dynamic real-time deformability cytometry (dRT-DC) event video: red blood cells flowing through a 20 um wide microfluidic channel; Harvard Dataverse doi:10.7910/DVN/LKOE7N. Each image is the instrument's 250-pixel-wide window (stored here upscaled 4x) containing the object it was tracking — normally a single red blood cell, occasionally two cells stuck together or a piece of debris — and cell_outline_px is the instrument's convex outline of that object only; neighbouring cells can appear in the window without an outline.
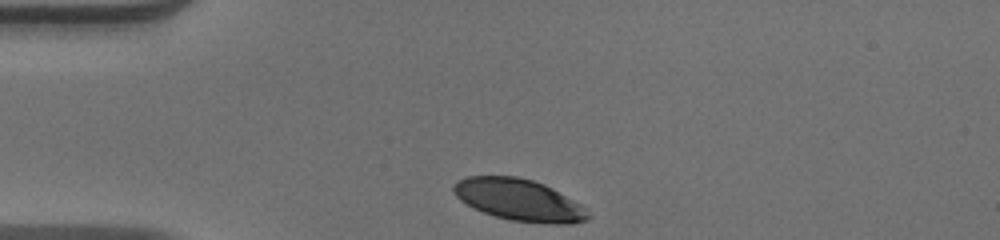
{"species": "human", "species_latin": "Homo sapiens", "temperature_condition": "warm", "stored_images_in_passage": 32, "camera_frame_rate_fps": 3000, "um_per_image_px": 0.085, "donor": {"sex": "male"}, "frame": {"image": 1, "passage_image": 1, "time_ms": 0.0, "image_size_px": [1000, 240], "cell_outline_px": [[592, 216], [588, 220], [572, 224], [548, 224], [512, 220], [496, 216], [484, 212], [460, 200], [452, 192], [452, 184], [456, 180], [468, 176], [516, 176], [532, 180], [544, 184], [552, 188], [580, 204]], "centroid_in_image_um": [44.12, 16.99], "position_along_channel_um": 40.9, "area_um2": 32.66}}
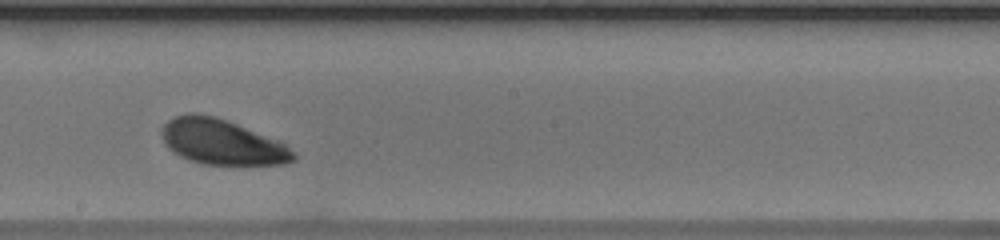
{"frame": {"image": 2, "passage_image": 18, "time_ms": 5.667, "image_size_px": [1000, 240], "cell_outline_px": [[296, 160], [284, 164], [204, 164], [188, 160], [172, 152], [164, 144], [160, 128], [168, 120], [176, 116], [188, 112], [196, 112], [212, 116], [236, 124], [280, 140], [288, 144], [296, 152]], "centroid_in_image_um": [18.88, 12.07], "position_along_channel_um": 229.3, "area_um2": 35.03}}
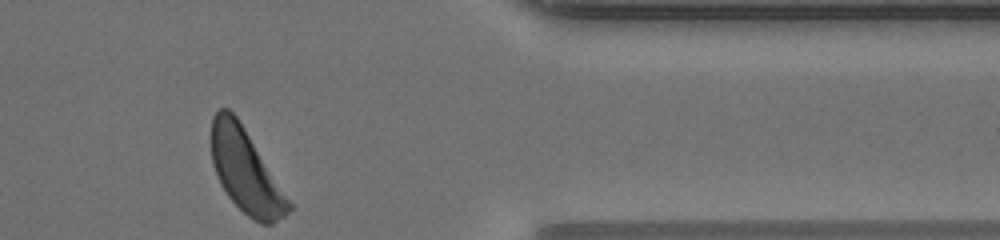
{"frame": {"image": 3, "passage_image": 32, "time_ms": 10.333, "image_size_px": [1000, 240], "cell_outline_px": [[292, 208], [284, 216], [272, 224], [260, 224], [248, 216], [228, 196], [220, 184], [212, 164], [212, 116], [220, 108], [228, 108], [236, 116], [244, 128], [292, 204]], "centroid_in_image_um": [20.87, 14.55], "position_along_channel_um": 390.5, "area_um2": 36.82}, "authors_computed_cell_mechanics": {"area_um2": 35.0557, "velocity_mm_per_s": 3.8849, "shape_relaxation_time_tau1_ms": 2.844, "shape_relaxation_time_tau2_ms": null, "deformation_change_tau1": 0.1189, "deformation_change_tau2": null}}